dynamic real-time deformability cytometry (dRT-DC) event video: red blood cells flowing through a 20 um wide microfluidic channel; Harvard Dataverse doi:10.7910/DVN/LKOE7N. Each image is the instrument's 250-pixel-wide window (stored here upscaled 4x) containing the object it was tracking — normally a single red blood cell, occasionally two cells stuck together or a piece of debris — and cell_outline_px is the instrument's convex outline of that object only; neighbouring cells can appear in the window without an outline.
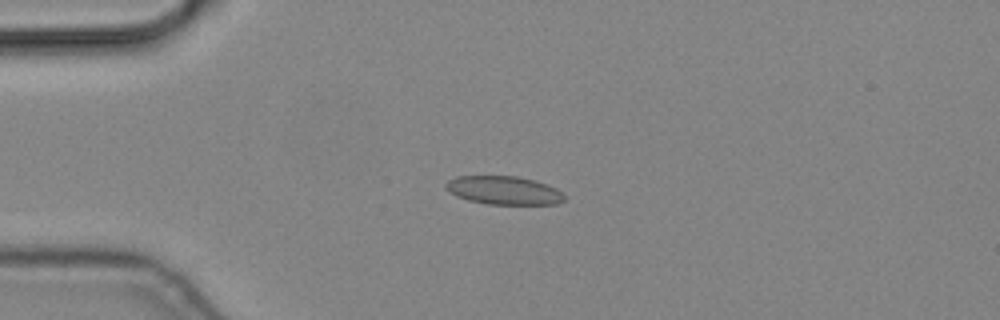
{"species": "common noctule bat (a hibernating species)", "species_latin": "Nyctalus noctula", "temperature_condition": "cold", "stored_images_in_passage": 11, "camera_frame_rate_fps": 3000, "um_per_image_px": 0.085, "animal": {"sex": "male", "body_mass_g": 19.2, "forearm_length_mm": 51.8}, "frame": {"image": 1, "passage_image": 4, "time_ms": 1.0, "image_size_px": [1000, 320], "cell_outline_px": [[564, 200], [556, 204], [488, 204], [468, 200], [456, 196], [444, 188], [444, 184], [448, 180], [456, 176], [516, 176], [536, 180], [556, 188], [564, 196]], "centroid_in_image_um": [42.78, 16.17], "position_along_channel_um": 42.2, "area_um2": 19.65}}
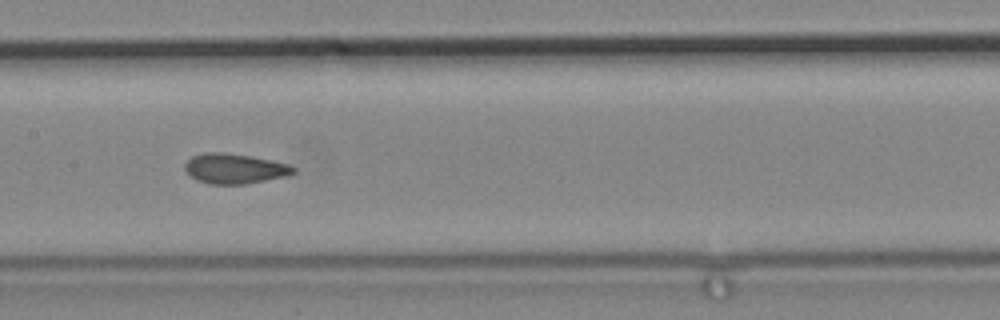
{"frame": {"image": 2, "passage_image": 8, "time_ms": 2.333, "image_size_px": [1000, 320], "cell_outline_px": [[296, 172], [288, 176], [244, 184], [208, 184], [196, 180], [184, 168], [184, 164], [192, 156], [204, 152], [224, 152], [252, 156], [288, 164], [296, 168]], "centroid_in_image_um": [19.95, 14.33], "position_along_channel_um": 187.5, "area_um2": 19.07}}
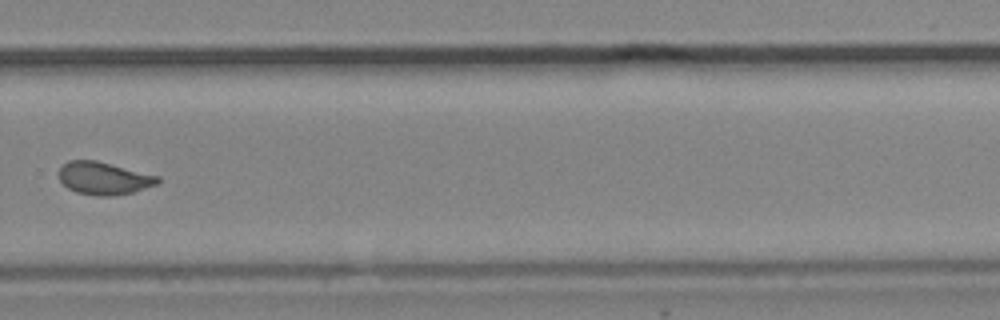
{"frame": {"image": 3, "passage_image": 11, "time_ms": 3.333, "image_size_px": [1000, 320], "cell_outline_px": [[160, 180], [156, 184], [132, 192], [112, 196], [96, 196], [76, 192], [68, 188], [60, 180], [60, 168], [68, 160], [96, 160], [160, 176]], "centroid_in_image_um": [8.82, 15.15], "position_along_channel_um": 321.0, "area_um2": 18.67}}